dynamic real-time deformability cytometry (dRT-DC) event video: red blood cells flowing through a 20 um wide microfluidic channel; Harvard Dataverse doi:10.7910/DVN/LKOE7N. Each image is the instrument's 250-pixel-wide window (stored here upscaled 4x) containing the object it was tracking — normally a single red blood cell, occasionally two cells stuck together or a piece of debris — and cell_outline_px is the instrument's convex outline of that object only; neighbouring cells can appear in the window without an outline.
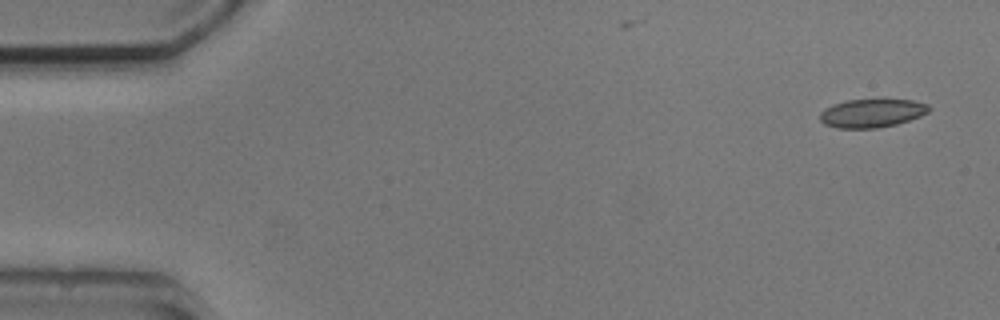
{"species": "common noctule bat (a hibernating species)", "species_latin": "Nyctalus noctula", "temperature_condition": "cold", "stored_images_in_passage": 6, "camera_frame_rate_fps": 3000, "um_per_image_px": 0.085, "animal": {"sex": "male", "body_mass_g": 20.5, "forearm_length_mm": 52.5}, "frame": {"image": 1, "passage_image": 1, "time_ms": 0.0, "image_size_px": [1000, 320], "cell_outline_px": [[932, 108], [928, 112], [920, 116], [896, 124], [876, 128], [836, 128], [824, 124], [820, 120], [820, 112], [832, 104], [848, 100], [912, 100], [928, 104]], "centroid_in_image_um": [74.1, 9.62], "position_along_channel_um": 10.9, "area_um2": 17.98}}